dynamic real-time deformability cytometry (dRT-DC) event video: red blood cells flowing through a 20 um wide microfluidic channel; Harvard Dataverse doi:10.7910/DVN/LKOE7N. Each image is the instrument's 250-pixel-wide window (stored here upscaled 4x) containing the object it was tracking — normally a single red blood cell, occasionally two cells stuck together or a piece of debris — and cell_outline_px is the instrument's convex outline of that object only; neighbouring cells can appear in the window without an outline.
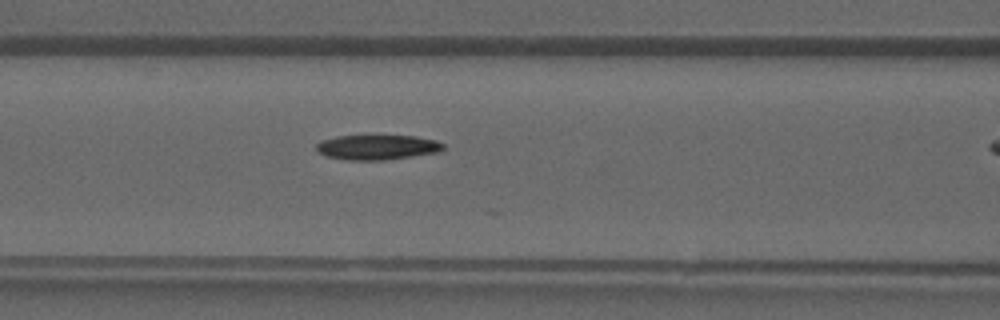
{"species": "common noctule bat (a hibernating species)", "species_latin": "Nyctalus noctula", "temperature_condition": "warm", "stored_images_in_passage": 9, "camera_frame_rate_fps": 3000, "um_per_image_px": 0.085, "animal": {"sex": "male", "forearm_length_mm": 52.5}, "frame": {"image": 1, "passage_image": 8, "time_ms": 2.333, "image_size_px": [1000, 320], "cell_outline_px": [[444, 148], [436, 152], [412, 156], [384, 160], [348, 160], [324, 156], [316, 148], [316, 144], [320, 140], [336, 136], [416, 136], [436, 140], [444, 144]], "centroid_in_image_um": [32.03, 12.51], "position_along_channel_um": 134.6, "area_um2": 18.32}}